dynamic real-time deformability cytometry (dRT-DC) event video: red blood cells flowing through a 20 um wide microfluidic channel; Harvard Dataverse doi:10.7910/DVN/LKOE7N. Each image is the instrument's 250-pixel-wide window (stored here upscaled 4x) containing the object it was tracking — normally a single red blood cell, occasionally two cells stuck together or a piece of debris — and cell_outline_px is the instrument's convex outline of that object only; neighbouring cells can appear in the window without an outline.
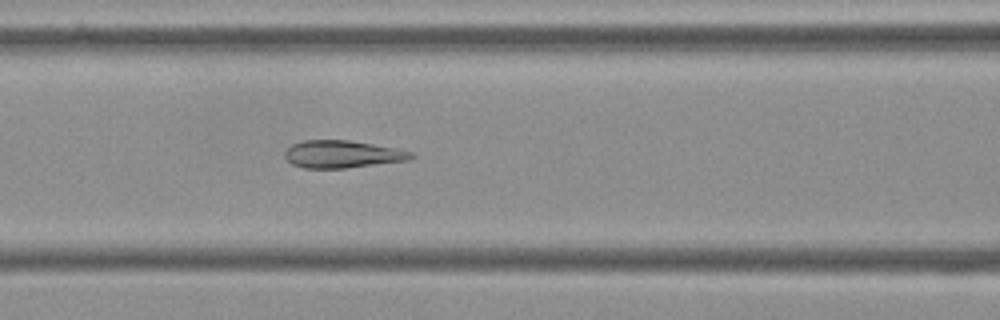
{"species": "Egyptian fruit bat (a non-hibernating species)", "species_latin": "Rousettus aegyptiacus", "temperature_condition": "cold", "stored_images_in_passage": 39, "camera_frame_rate_fps": 3000, "um_per_image_px": 0.085, "frame": {"image": 1, "passage_image": 7, "time_ms": 2.0, "image_size_px": [1000, 320], "cell_outline_px": [[416, 156], [412, 160], [344, 168], [304, 168], [292, 164], [284, 156], [284, 152], [292, 144], [304, 140], [348, 140], [396, 148], [412, 152]], "centroid_in_image_um": [29.12, 13.11], "position_along_channel_um": 137.5, "area_um2": 20.23}}
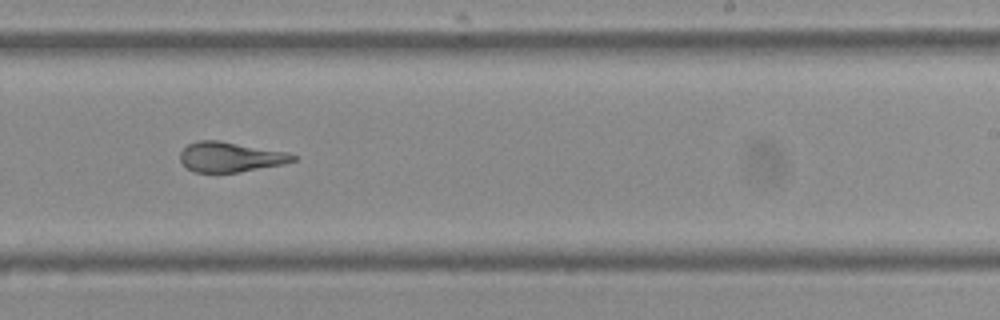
{"frame": {"image": 2, "passage_image": 18, "time_ms": 5.667, "image_size_px": [1000, 320], "cell_outline_px": [[296, 160], [284, 164], [240, 172], [196, 172], [188, 168], [180, 160], [180, 152], [188, 144], [196, 140], [220, 140], [288, 152], [296, 156]], "centroid_in_image_um": [19.59, 13.33], "position_along_channel_um": 269.4, "area_um2": 19.77}}
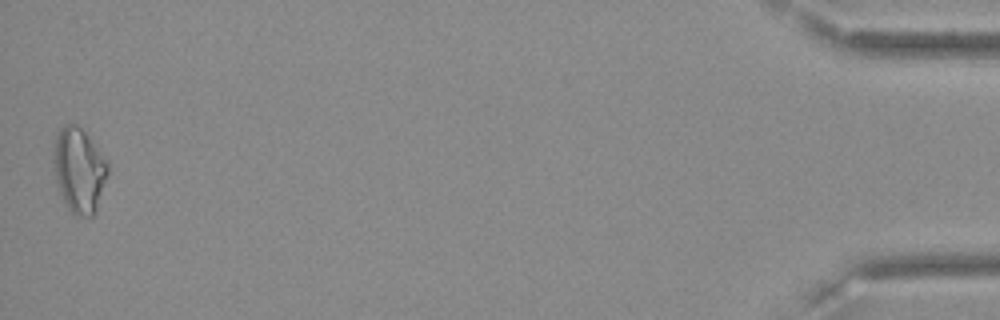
{"frame": {"image": 3, "passage_image": 39, "time_ms": 12.667, "image_size_px": [1000, 320], "cell_outline_px": [[108, 176], [96, 212], [92, 216], [76, 216], [68, 208], [60, 192], [52, 172], [52, 160], [56, 136], [60, 128], [64, 124], [76, 124], [84, 132], [108, 160]], "centroid_in_image_um": [6.72, 14.47], "position_along_channel_um": 428.5, "area_um2": 27.11}, "authors_computed_cell_mechanics": {"area_um2": 20.9236, "velocity_mm_per_s": 3.5991, "shape_relaxation_time_tau1_ms": 11.184, "shape_relaxation_time_tau2_ms": 1.5917, "deformation_change_tau1": 0.239, "deformation_change_tau2": 0.0613}}